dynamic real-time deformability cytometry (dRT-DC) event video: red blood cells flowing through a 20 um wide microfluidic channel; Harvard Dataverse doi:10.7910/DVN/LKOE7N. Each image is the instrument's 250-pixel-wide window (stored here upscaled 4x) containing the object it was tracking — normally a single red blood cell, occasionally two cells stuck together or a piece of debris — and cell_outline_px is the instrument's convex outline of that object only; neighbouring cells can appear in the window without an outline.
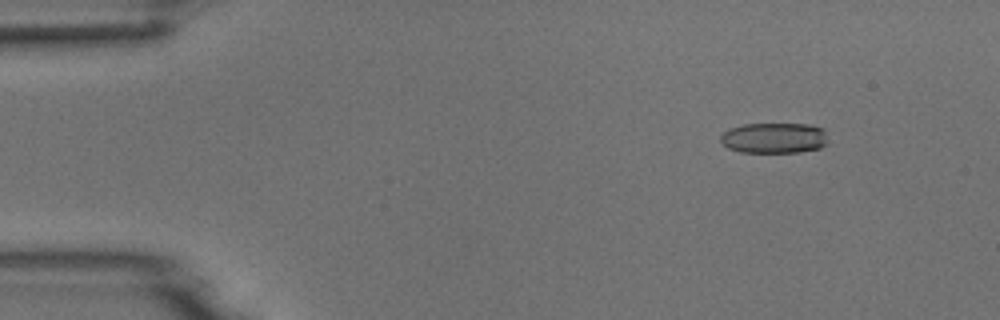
{"species": "common noctule bat (a hibernating species)", "species_latin": "Nyctalus noctula", "temperature_condition": "room temperature", "stored_images_in_passage": 6, "camera_frame_rate_fps": 3000, "um_per_image_px": 0.085, "animal": {"sex": "male", "body_mass_g": 18.8}, "frame": {"image": 1, "passage_image": 2, "time_ms": 0.333, "image_size_px": [1000, 320], "cell_outline_px": [[828, 144], [820, 148], [800, 152], [740, 152], [728, 148], [720, 140], [720, 136], [728, 128], [744, 124], [808, 124], [824, 128], [828, 140]], "centroid_in_image_um": [65.83, 11.72], "position_along_channel_um": 19.2, "area_um2": 19.36}}
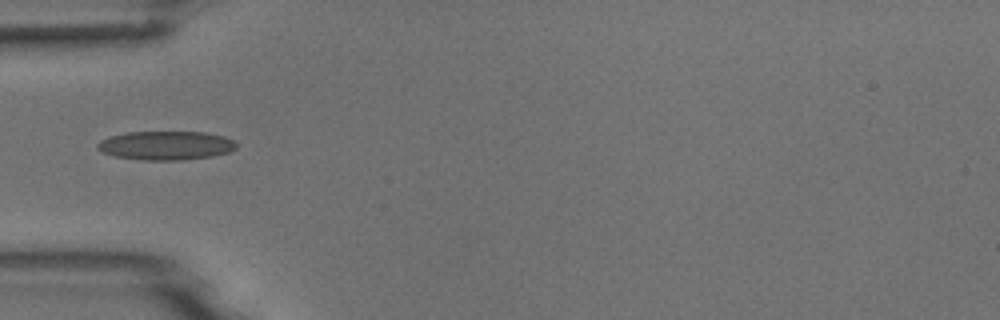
{"frame": {"image": 2, "passage_image": 5, "time_ms": 1.333, "image_size_px": [1000, 320], "cell_outline_px": [[236, 148], [228, 152], [212, 156], [184, 160], [140, 160], [116, 156], [104, 152], [96, 148], [96, 144], [100, 140], [108, 136], [128, 132], [204, 132], [224, 136], [236, 140]], "centroid_in_image_um": [14.11, 12.36], "position_along_channel_um": 70.9, "area_um2": 23.47}}